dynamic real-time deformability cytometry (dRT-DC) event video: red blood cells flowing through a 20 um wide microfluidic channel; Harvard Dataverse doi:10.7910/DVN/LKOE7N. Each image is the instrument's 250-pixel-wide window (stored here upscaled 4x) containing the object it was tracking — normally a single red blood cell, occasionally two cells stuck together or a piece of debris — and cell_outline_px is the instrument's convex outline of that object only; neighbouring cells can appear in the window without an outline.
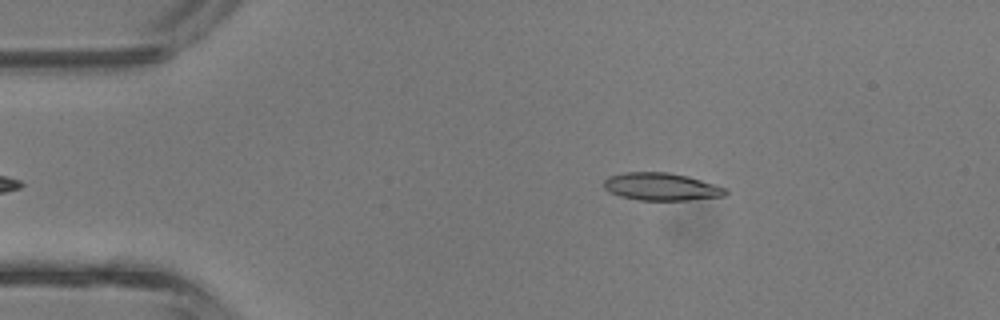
{"species": "common noctule bat (a hibernating species)", "species_latin": "Nyctalus noctula", "temperature_condition": "room temperature", "stored_images_in_passage": 29, "camera_frame_rate_fps": 3000, "um_per_image_px": 0.085, "animal": {"sex": "male", "body_mass_g": 13.3}, "frame": {"image": 1, "passage_image": 1, "time_ms": 0.0, "image_size_px": [1000, 320], "cell_outline_px": [[728, 192], [724, 196], [688, 200], [640, 200], [620, 196], [608, 192], [604, 188], [604, 180], [608, 176], [624, 172], [668, 172], [688, 176], [716, 184], [728, 188]], "centroid_in_image_um": [56.22, 15.86], "position_along_channel_um": 28.8, "area_um2": 19.77}}
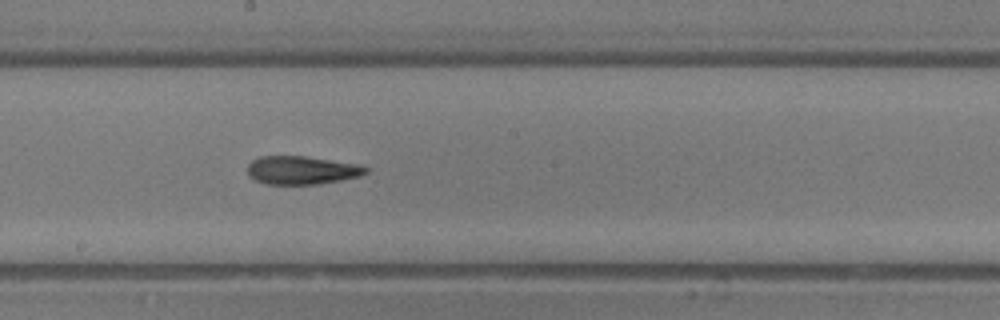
{"frame": {"image": 2, "passage_image": 16, "time_ms": 5.0, "image_size_px": [1000, 320], "cell_outline_px": [[368, 172], [360, 176], [320, 184], [264, 184], [248, 176], [248, 164], [252, 160], [260, 156], [304, 156], [356, 164], [368, 168]], "centroid_in_image_um": [25.62, 14.47], "position_along_channel_um": 222.6, "area_um2": 19.42}}
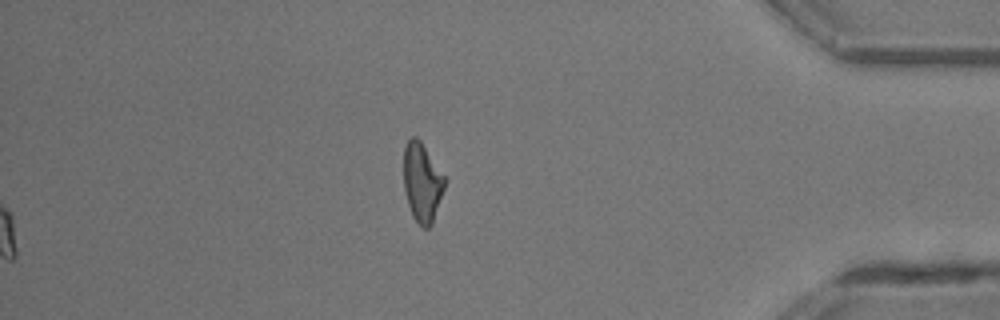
{"frame": {"image": 3, "passage_image": 29, "time_ms": 9.333, "image_size_px": [1000, 320], "cell_outline_px": [[444, 188], [432, 224], [428, 228], [424, 228], [412, 216], [408, 204], [404, 188], [404, 148], [408, 140], [412, 136], [416, 136], [420, 140], [444, 176]], "centroid_in_image_um": [35.86, 15.5], "position_along_channel_um": 399.3, "area_um2": 18.5}, "authors_computed_cell_mechanics": {"area_um2": 19.7676, "velocity_mm_per_s": 4.9926, "shape_relaxation_time_tau1_ms": 5.242, "shape_relaxation_time_tau2_ms": 2.77, "deformation_change_tau1": 0.1836, "deformation_change_tau2": 0.124}}